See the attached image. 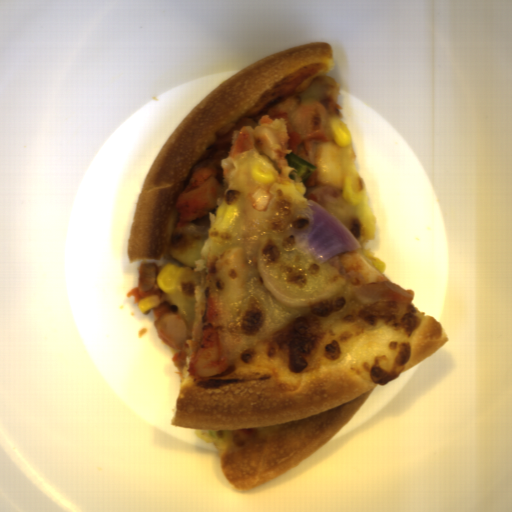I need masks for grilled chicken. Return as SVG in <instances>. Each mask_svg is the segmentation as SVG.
Here are the masks:
<instances>
[{
	"mask_svg": "<svg viewBox=\"0 0 512 512\" xmlns=\"http://www.w3.org/2000/svg\"><path fill=\"white\" fill-rule=\"evenodd\" d=\"M152 311L158 338L167 346L178 350L171 360L175 368L183 371L189 349L187 339L193 334L188 321L179 312L163 304H159Z\"/></svg>",
	"mask_w": 512,
	"mask_h": 512,
	"instance_id": "32c87f6e",
	"label": "grilled chicken"
},
{
	"mask_svg": "<svg viewBox=\"0 0 512 512\" xmlns=\"http://www.w3.org/2000/svg\"><path fill=\"white\" fill-rule=\"evenodd\" d=\"M163 267L157 263L142 261L138 269L137 286L128 291L127 298L133 296V303L139 305L140 299L146 295L156 294L159 304H162L165 301V293L159 288L157 280Z\"/></svg>",
	"mask_w": 512,
	"mask_h": 512,
	"instance_id": "f79808b3",
	"label": "grilled chicken"
},
{
	"mask_svg": "<svg viewBox=\"0 0 512 512\" xmlns=\"http://www.w3.org/2000/svg\"><path fill=\"white\" fill-rule=\"evenodd\" d=\"M229 365L225 300L220 290L213 289L207 297L204 320L190 354L187 370L189 377L196 381L223 373Z\"/></svg>",
	"mask_w": 512,
	"mask_h": 512,
	"instance_id": "a9712176",
	"label": "grilled chicken"
},
{
	"mask_svg": "<svg viewBox=\"0 0 512 512\" xmlns=\"http://www.w3.org/2000/svg\"><path fill=\"white\" fill-rule=\"evenodd\" d=\"M225 194V177L221 167L211 158L197 162L190 170L187 185L177 196L175 227L188 224L214 211Z\"/></svg>",
	"mask_w": 512,
	"mask_h": 512,
	"instance_id": "7e0887df",
	"label": "grilled chicken"
},
{
	"mask_svg": "<svg viewBox=\"0 0 512 512\" xmlns=\"http://www.w3.org/2000/svg\"><path fill=\"white\" fill-rule=\"evenodd\" d=\"M340 117V103L329 95L321 101H300L298 96H289L261 116L254 129L243 125L234 130L228 157L258 149L285 183L302 180L285 157L293 152L316 167L304 182V198L325 209L328 201L345 194L344 187L320 181L319 168L323 144L335 139L330 121Z\"/></svg>",
	"mask_w": 512,
	"mask_h": 512,
	"instance_id": "277b20a1",
	"label": "grilled chicken"
}]
</instances>
